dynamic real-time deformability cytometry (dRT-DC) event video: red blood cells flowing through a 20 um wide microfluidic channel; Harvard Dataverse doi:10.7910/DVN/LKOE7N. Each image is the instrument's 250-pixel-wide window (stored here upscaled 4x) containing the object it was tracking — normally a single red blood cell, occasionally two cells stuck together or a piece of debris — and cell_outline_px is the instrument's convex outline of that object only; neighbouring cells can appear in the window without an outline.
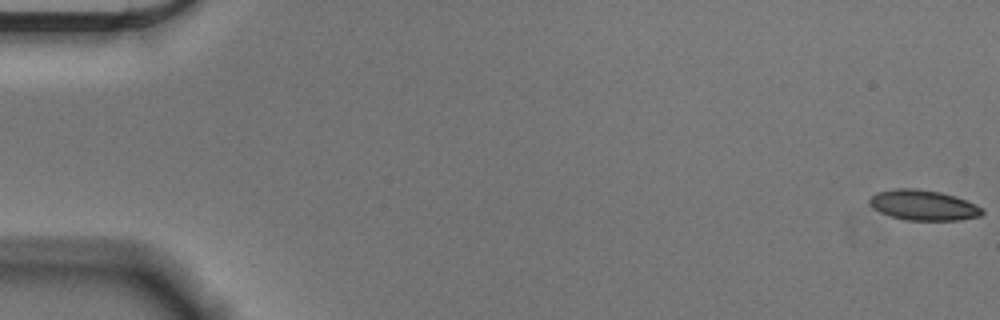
{"species": "Egyptian fruit bat (a non-hibernating species)", "species_latin": "Rousettus aegyptiacus", "temperature_condition": "cold", "stored_images_in_passage": 56, "camera_frame_rate_fps": 3000, "um_per_image_px": 0.085, "animal": {"sex": "male"}, "frame": {"image": 1, "passage_image": 1, "time_ms": 0.0, "image_size_px": [1000, 320], "cell_outline_px": [[984, 212], [980, 216], [960, 220], [908, 220], [892, 216], [880, 212], [872, 208], [868, 204], [868, 200], [876, 192], [896, 188], [912, 188], [940, 192], [956, 196], [976, 204], [984, 208]], "centroid_in_image_um": [78.49, 17.43], "position_along_channel_um": 6.5, "area_um2": 20.0}}
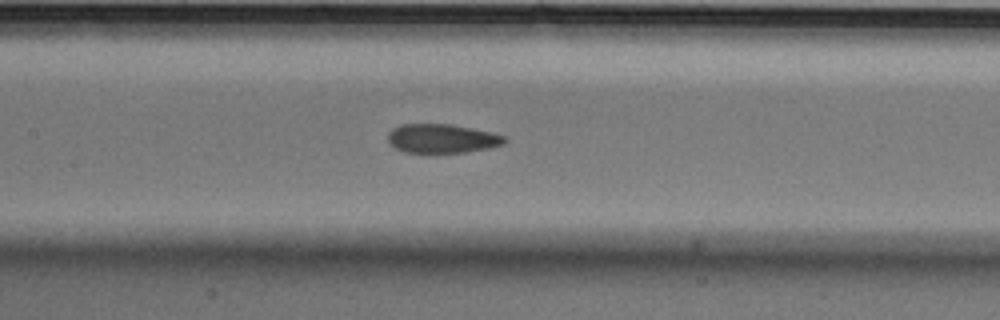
{"frame": {"image": 2, "passage_image": 27, "time_ms": 8.667, "image_size_px": [1000, 320], "cell_outline_px": [[508, 140], [504, 144], [488, 148], [464, 152], [404, 152], [388, 144], [388, 132], [392, 128], [400, 124], [448, 124], [488, 132], [504, 136]], "centroid_in_image_um": [37.51, 11.77], "position_along_channel_um": 169.9, "area_um2": 19.48}}
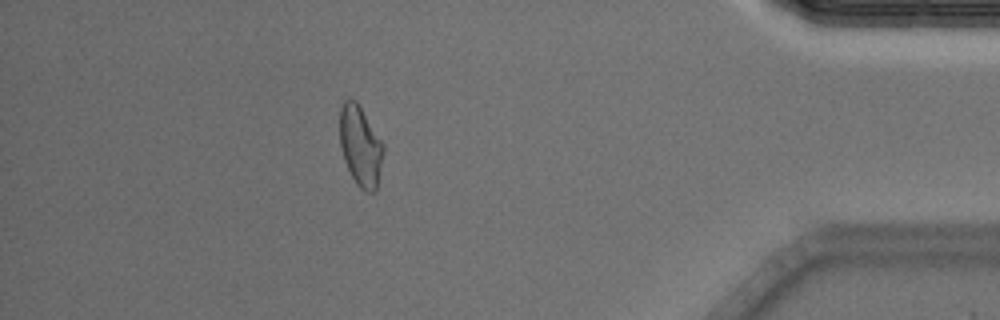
{"frame": {"image": 3, "passage_image": 50, "time_ms": 16.333, "image_size_px": [1000, 320], "cell_outline_px": [[384, 152], [376, 192], [368, 192], [360, 188], [356, 184], [344, 160], [340, 144], [340, 108], [344, 100], [348, 96], [356, 100], [360, 104], [384, 144]], "centroid_in_image_um": [30.64, 12.36], "position_along_channel_um": 404.6, "area_um2": 20.75}, "authors_computed_cell_mechanics": {"area_um2": 20.4323, "velocity_mm_per_s": 3.6149, "shape_relaxation_time_tau1_ms": 7.2719, "shape_relaxation_time_tau2_ms": 1.4976, "deformation_change_tau1": 0.1425, "deformation_change_tau2": 0.0585}}